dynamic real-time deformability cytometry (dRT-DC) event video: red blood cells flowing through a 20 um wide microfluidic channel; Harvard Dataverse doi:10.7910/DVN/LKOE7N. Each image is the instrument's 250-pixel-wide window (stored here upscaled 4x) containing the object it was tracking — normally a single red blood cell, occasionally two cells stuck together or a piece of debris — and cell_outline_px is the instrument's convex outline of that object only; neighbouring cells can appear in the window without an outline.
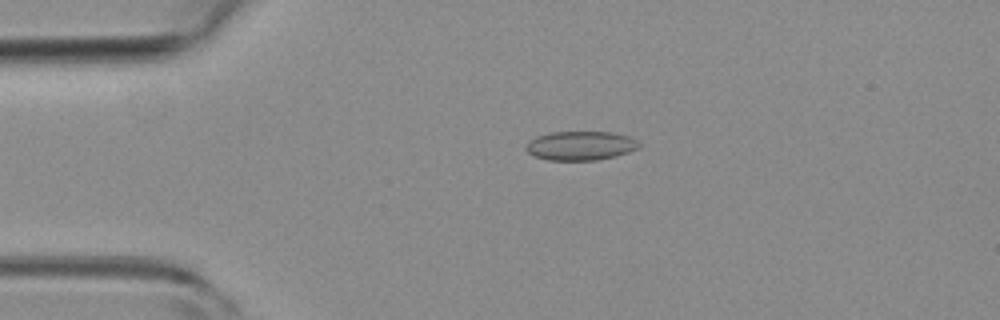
{"species": "common noctule bat (a hibernating species)", "species_latin": "Nyctalus noctula", "temperature_condition": "room temperature", "stored_images_in_passage": 51, "camera_frame_rate_fps": 3000, "um_per_image_px": 0.085, "animal": {"sex": "female", "body_mass_g": 19.3, "forearm_length_mm": 54.1}, "frame": {"image": 1, "passage_image": 11, "time_ms": 3.333, "image_size_px": [1000, 320], "cell_outline_px": [[640, 148], [616, 156], [596, 160], [548, 160], [532, 156], [524, 148], [528, 140], [536, 136], [552, 132], [612, 132], [628, 136], [636, 140], [640, 144]], "centroid_in_image_um": [49.31, 12.38], "position_along_channel_um": 35.7, "area_um2": 19.31}}
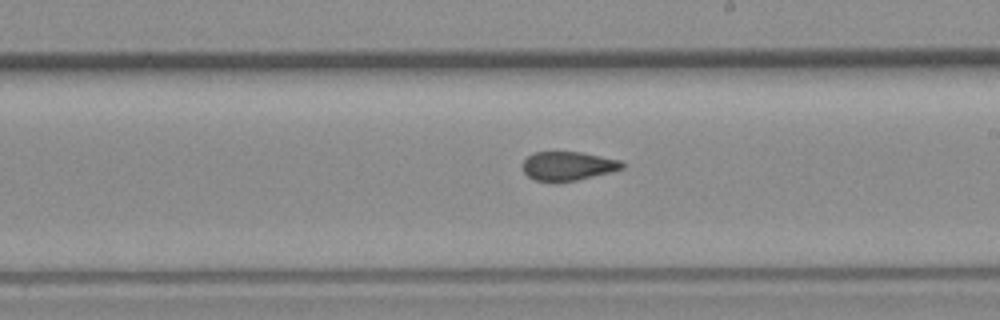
{"frame": {"image": 2, "passage_image": 29, "time_ms": 9.333, "image_size_px": [1000, 320], "cell_outline_px": [[624, 168], [576, 180], [556, 184], [532, 180], [524, 172], [524, 160], [532, 152], [580, 152], [620, 160], [624, 164]], "centroid_in_image_um": [48.22, 14.13], "position_along_channel_um": 240.8, "area_um2": 16.88}}
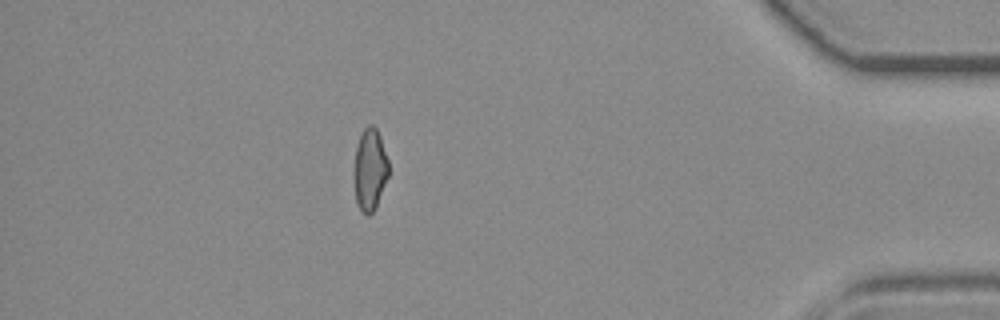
{"frame": {"image": 3, "passage_image": 45, "time_ms": 14.667, "image_size_px": [1000, 320], "cell_outline_px": [[388, 176], [376, 208], [368, 216], [356, 204], [356, 144], [364, 128], [368, 124], [372, 124], [376, 128], [380, 136], [388, 160]], "centroid_in_image_um": [31.47, 14.39], "position_along_channel_um": 403.7, "area_um2": 16.01}, "authors_computed_cell_mechanics": {"area_um2": 17.7446, "velocity_mm_per_s": 3.9977, "shape_relaxation_time_tau1_ms": null, "shape_relaxation_time_tau2_ms": 1.9241, "deformation_change_tau1": null, "deformation_change_tau2": 0.0688}}